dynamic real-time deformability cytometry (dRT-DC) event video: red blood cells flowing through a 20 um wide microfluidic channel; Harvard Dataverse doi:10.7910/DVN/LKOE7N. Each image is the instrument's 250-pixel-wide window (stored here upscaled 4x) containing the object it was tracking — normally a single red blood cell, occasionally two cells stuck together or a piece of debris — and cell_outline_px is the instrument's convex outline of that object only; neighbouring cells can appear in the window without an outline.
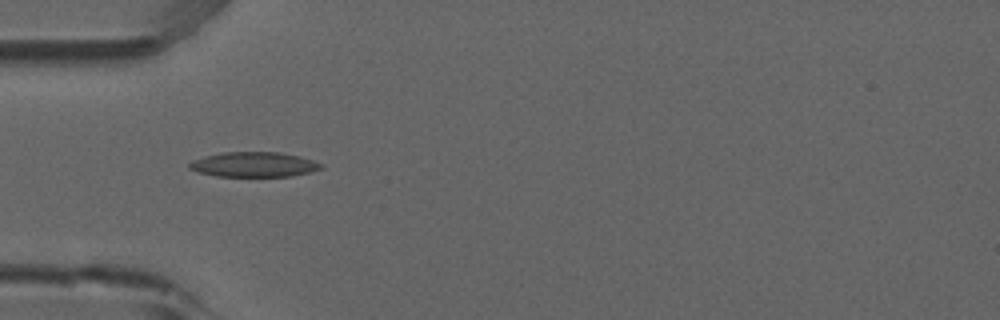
{"species": "common noctule bat (a hibernating species)", "species_latin": "Nyctalus noctula", "temperature_condition": "room temperature", "stored_images_in_passage": 4, "camera_frame_rate_fps": 3000, "um_per_image_px": 0.085, "animal": {"sex": "male", "forearm_length_mm": 52.5}, "frame": {"image": 1, "passage_image": 3, "time_ms": 0.667, "image_size_px": [1000, 320], "cell_outline_px": [[324, 168], [292, 176], [216, 176], [200, 172], [188, 168], [188, 164], [192, 160], [204, 156], [224, 152], [280, 152], [300, 156], [324, 164]], "centroid_in_image_um": [21.59, 13.97], "position_along_channel_um": 63.4, "area_um2": 19.13}}
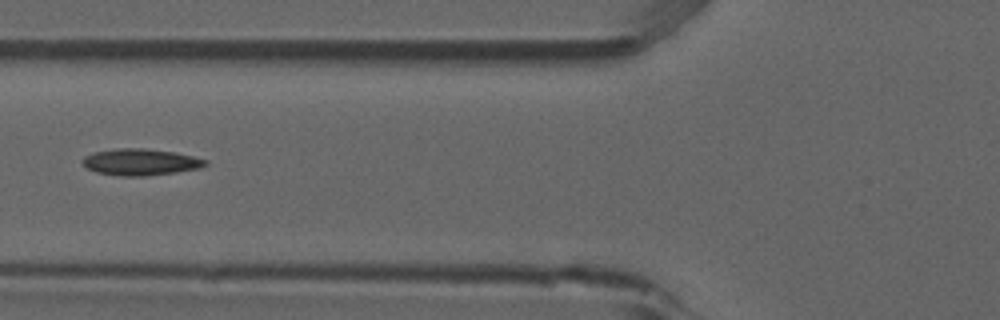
{"frame": {"image": 2, "passage_image": 4, "time_ms": 1.0, "image_size_px": [1000, 320], "cell_outline_px": [[208, 164], [200, 168], [176, 172], [144, 176], [124, 176], [96, 172], [88, 168], [80, 160], [84, 156], [96, 152], [116, 148], [144, 148], [172, 152], [192, 156], [208, 160]], "centroid_in_image_um": [11.95, 13.77], "position_along_channel_um": 113.9, "area_um2": 18.84}}